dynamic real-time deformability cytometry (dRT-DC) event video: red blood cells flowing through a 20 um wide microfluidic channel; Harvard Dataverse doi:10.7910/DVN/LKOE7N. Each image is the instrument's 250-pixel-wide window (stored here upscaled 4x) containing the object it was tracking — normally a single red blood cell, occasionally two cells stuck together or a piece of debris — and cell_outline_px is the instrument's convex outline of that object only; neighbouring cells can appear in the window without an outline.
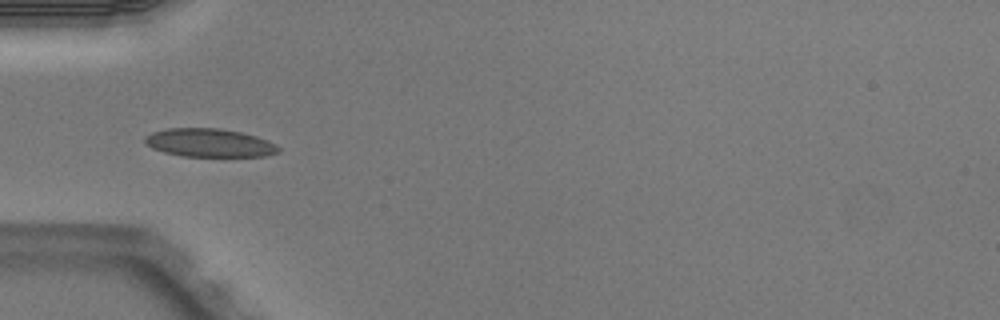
{"species": "Egyptian fruit bat (a non-hibernating species)", "species_latin": "Rousettus aegyptiacus", "temperature_condition": "warm", "stored_images_in_passage": 3, "camera_frame_rate_fps": 3000, "um_per_image_px": 0.085, "animal": {"sex": "male"}, "frame": {"image": 1, "passage_image": 3, "time_ms": 0.667, "image_size_px": [1000, 320], "cell_outline_px": [[280, 152], [264, 156], [180, 156], [164, 152], [152, 148], [144, 140], [144, 136], [152, 132], [168, 128], [220, 128], [240, 132], [256, 136], [276, 144], [280, 148]], "centroid_in_image_um": [17.8, 12.14], "position_along_channel_um": 67.2, "area_um2": 22.02}}